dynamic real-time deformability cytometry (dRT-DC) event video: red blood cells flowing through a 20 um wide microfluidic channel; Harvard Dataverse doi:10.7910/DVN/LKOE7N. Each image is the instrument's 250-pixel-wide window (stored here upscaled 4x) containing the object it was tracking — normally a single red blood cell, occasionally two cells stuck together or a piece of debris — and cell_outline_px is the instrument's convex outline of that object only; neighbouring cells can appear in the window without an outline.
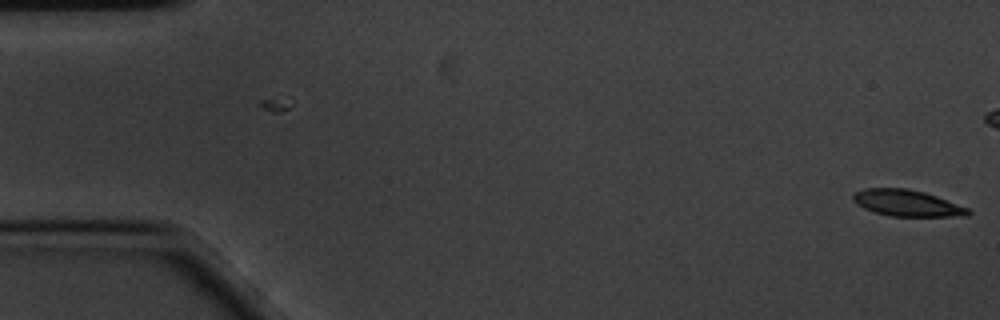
{"species": "common noctule bat (a hibernating species)", "species_latin": "Nyctalus noctula", "temperature_condition": "cold", "stored_images_in_passage": 6, "camera_frame_rate_fps": 3000, "um_per_image_px": 0.085, "animal": {"sex": "male", "body_mass_g": 20.1, "forearm_length_mm": 53.5}, "frame": {"image": 1, "passage_image": 6, "time_ms": 1.667, "image_size_px": [1000, 320], "cell_outline_px": [[972, 212], [968, 216], [888, 216], [864, 208], [856, 204], [852, 200], [852, 196], [856, 192], [864, 188], [908, 188], [924, 192], [936, 196], [968, 208]], "centroid_in_image_um": [77.08, 17.26], "position_along_channel_um": 7.9, "area_um2": 17.63}}